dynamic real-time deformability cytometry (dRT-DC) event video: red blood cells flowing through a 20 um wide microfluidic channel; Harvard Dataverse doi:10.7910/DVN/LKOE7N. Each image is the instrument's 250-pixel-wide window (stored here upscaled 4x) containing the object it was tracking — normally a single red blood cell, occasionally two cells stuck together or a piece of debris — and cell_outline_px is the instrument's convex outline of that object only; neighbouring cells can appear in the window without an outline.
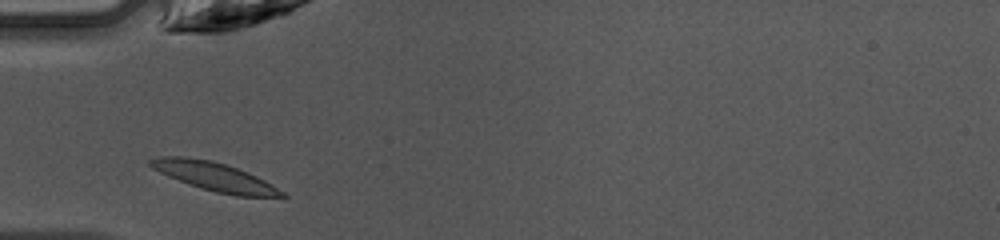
{"species": "common noctule bat (a hibernating species)", "species_latin": "Nyctalus noctula", "temperature_condition": "warm", "stored_images_in_passage": 27, "camera_frame_rate_fps": 3000, "um_per_image_px": 0.085, "animal": {"sex": "female", "body_mass_g": 10.0, "forearm_length_mm": 53.1}, "frame": {"image": 1, "passage_image": 2, "time_ms": 0.333, "image_size_px": [1000, 240], "cell_outline_px": [[288, 196], [236, 196], [216, 192], [200, 188], [168, 176], [152, 168], [148, 164], [148, 160], [160, 156], [188, 156], [212, 160], [248, 172], [264, 180], [284, 192]], "centroid_in_image_um": [18.18, 14.99], "position_along_channel_um": 66.8, "area_um2": 21.73}}
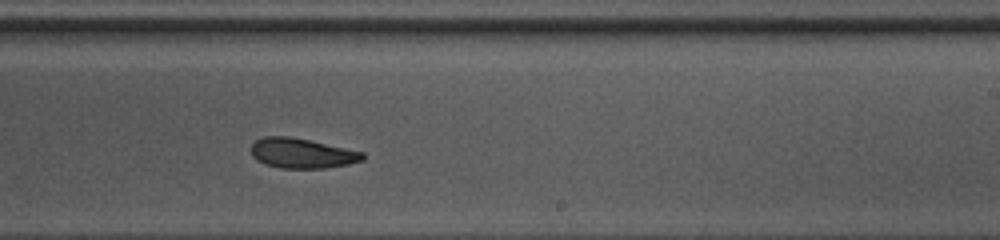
{"frame": {"image": 2, "passage_image": 16, "time_ms": 5.0, "image_size_px": [1000, 240], "cell_outline_px": [[364, 160], [348, 164], [324, 168], [280, 168], [264, 164], [256, 160], [252, 156], [252, 144], [256, 140], [264, 136], [288, 136], [308, 140], [364, 152]], "centroid_in_image_um": [25.64, 13.03], "position_along_channel_um": 263.4, "area_um2": 19.36}}
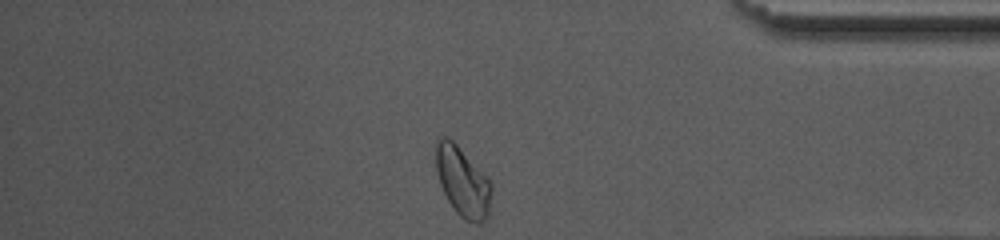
{"frame": {"image": 3, "passage_image": 27, "time_ms": 8.667, "image_size_px": [1000, 240], "cell_outline_px": [[492, 188], [488, 216], [480, 224], [476, 224], [464, 220], [456, 212], [448, 200], [440, 184], [436, 172], [436, 140], [440, 136], [444, 136], [452, 140], [456, 144], [492, 184]], "centroid_in_image_um": [39.31, 15.47], "position_along_channel_um": 395.9, "area_um2": 22.25}, "authors_computed_cell_mechanics": {"area_um2": 19.8254, "velocity_mm_per_s": 4.2249, "shape_relaxation_time_tau1_ms": 3.4538, "shape_relaxation_time_tau2_ms": 2.4444, "deformation_change_tau1": 0.1383, "deformation_change_tau2": 0.0941}}